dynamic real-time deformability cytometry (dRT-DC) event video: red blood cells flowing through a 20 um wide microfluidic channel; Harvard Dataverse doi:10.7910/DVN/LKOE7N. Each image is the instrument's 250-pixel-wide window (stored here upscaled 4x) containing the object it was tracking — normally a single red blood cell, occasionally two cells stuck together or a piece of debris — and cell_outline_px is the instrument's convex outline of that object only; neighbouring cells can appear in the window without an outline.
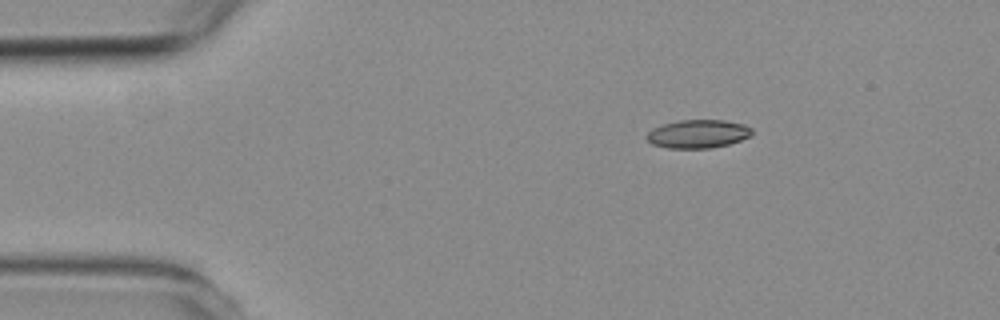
{"species": "common noctule bat (a hibernating species)", "species_latin": "Nyctalus noctula", "temperature_condition": "room temperature", "stored_images_in_passage": 3, "camera_frame_rate_fps": 3000, "um_per_image_px": 0.085, "animal": {"sex": "female", "body_mass_g": 19.3, "forearm_length_mm": 54.1}, "frame": {"image": 1, "passage_image": 1, "time_ms": 0.0, "image_size_px": [1000, 320], "cell_outline_px": [[752, 136], [728, 144], [712, 148], [668, 148], [652, 144], [644, 136], [652, 128], [664, 124], [680, 120], [724, 120], [744, 124], [752, 128]], "centroid_in_image_um": [59.33, 11.38], "position_along_channel_um": 25.7, "area_um2": 17.46}}